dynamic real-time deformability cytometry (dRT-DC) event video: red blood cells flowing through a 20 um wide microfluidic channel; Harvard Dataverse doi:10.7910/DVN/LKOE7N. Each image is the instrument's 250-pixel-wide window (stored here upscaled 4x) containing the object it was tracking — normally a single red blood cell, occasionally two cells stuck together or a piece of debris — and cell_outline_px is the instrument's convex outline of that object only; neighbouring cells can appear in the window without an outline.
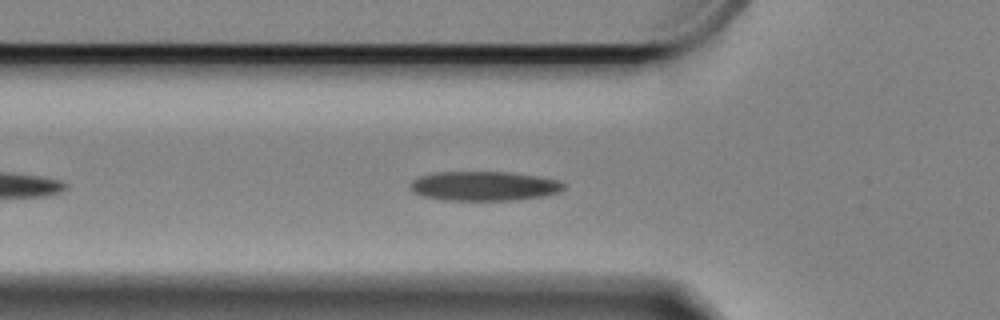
{"species": "Egyptian fruit bat (a non-hibernating species)", "species_latin": "Rousettus aegyptiacus", "temperature_condition": "cold", "stored_images_in_passage": 48, "camera_frame_rate_fps": 3000, "um_per_image_px": 0.085, "animal": {"sex": "female"}, "frame": {"image": 1, "passage_image": 10, "time_ms": 3.0, "image_size_px": [1000, 320], "cell_outline_px": [[564, 188], [560, 192], [540, 196], [512, 200], [444, 200], [420, 196], [412, 192], [408, 188], [408, 184], [416, 176], [432, 172], [512, 172], [540, 176], [556, 180], [564, 184]], "centroid_in_image_um": [41.04, 15.8], "position_along_channel_um": 84.8, "area_um2": 26.65}}
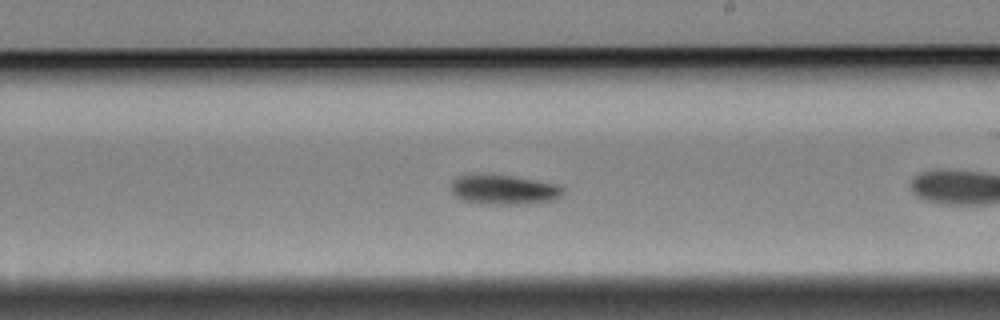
{"frame": {"image": 2, "passage_image": 21, "time_ms": 6.667, "image_size_px": [1000, 320], "cell_outline_px": [[564, 192], [560, 196], [552, 200], [516, 204], [488, 204], [460, 200], [452, 192], [452, 180], [460, 176], [512, 176], [560, 184], [564, 188]], "centroid_in_image_um": [42.87, 16.14], "position_along_channel_um": 246.1, "area_um2": 18.84}}
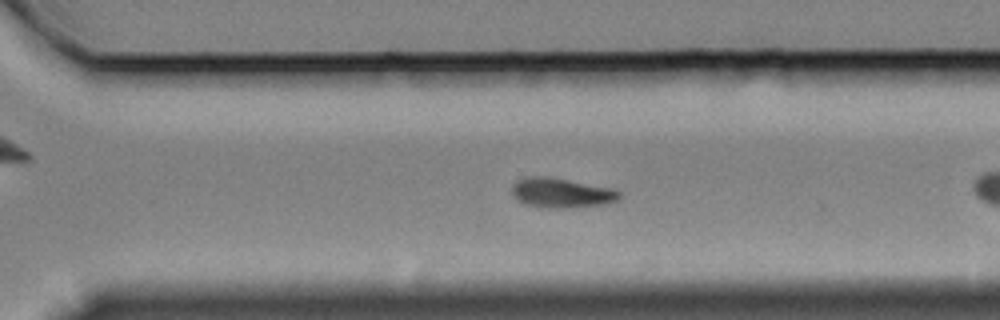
{"frame": {"image": 3, "passage_image": 28, "time_ms": 9.0, "image_size_px": [1000, 320], "cell_outline_px": [[620, 196], [616, 200], [608, 204], [568, 208], [548, 208], [524, 204], [516, 200], [512, 192], [512, 184], [516, 180], [528, 176], [548, 176], [616, 188], [620, 192]], "centroid_in_image_um": [47.72, 16.39], "position_along_channel_um": 322.9, "area_um2": 19.02}, "authors_computed_cell_mechanics": {"area_um2": 18.496, "velocity_mm_per_s": 3.2883, "shape_relaxation_time_tau1_ms": 1.8114, "shape_relaxation_time_tau2_ms": 6.029, "deformation_change_tau1": 0.0883, "deformation_change_tau2": 0.0842}}